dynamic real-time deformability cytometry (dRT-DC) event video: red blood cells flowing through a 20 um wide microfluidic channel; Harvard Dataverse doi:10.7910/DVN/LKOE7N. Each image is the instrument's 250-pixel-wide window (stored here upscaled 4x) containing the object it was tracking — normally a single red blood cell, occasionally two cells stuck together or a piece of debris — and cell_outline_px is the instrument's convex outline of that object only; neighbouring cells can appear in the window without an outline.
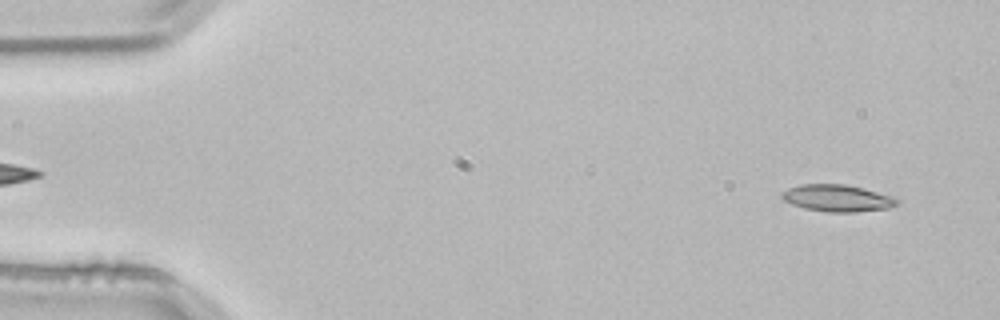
{"species": "common noctule bat (a hibernating species)", "species_latin": "Nyctalus noctula", "temperature_condition": "room temperature", "stored_images_in_passage": 14, "camera_frame_rate_fps": 3000, "um_per_image_px": 0.085, "animal": {"sex": "male", "body_mass_g": 21.5, "forearm_length_mm": 52.0}, "frame": {"image": 1, "passage_image": 3, "time_ms": 0.667, "image_size_px": [1000, 320], "cell_outline_px": [[900, 200], [896, 204], [888, 208], [856, 212], [828, 212], [804, 208], [792, 204], [784, 200], [780, 196], [780, 192], [788, 188], [800, 184], [844, 184], [864, 188]], "centroid_in_image_um": [71.1, 16.84], "position_along_channel_um": 13.9, "area_um2": 17.92}}